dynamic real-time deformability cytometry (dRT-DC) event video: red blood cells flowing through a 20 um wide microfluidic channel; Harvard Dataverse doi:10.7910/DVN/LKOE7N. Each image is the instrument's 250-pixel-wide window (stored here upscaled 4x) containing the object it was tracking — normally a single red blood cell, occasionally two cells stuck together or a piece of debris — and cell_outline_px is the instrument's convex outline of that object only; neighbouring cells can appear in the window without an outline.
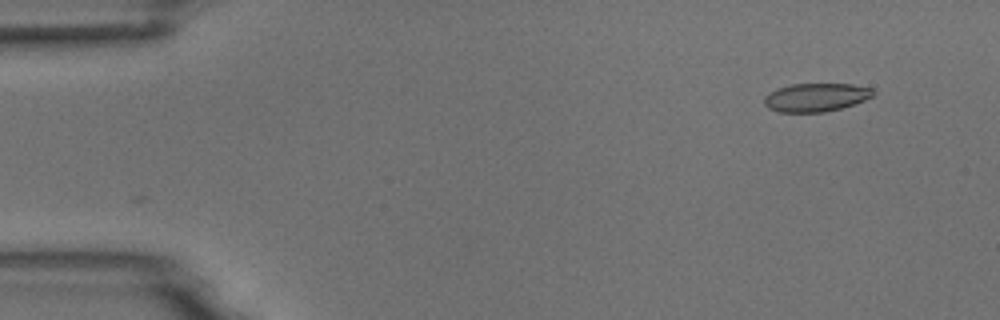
{"species": "common noctule bat (a hibernating species)", "species_latin": "Nyctalus noctula", "temperature_condition": "room temperature", "stored_images_in_passage": 5, "camera_frame_rate_fps": 3000, "um_per_image_px": 0.085, "animal": {"sex": "male", "body_mass_g": 18.8}, "frame": {"image": 1, "passage_image": 2, "time_ms": 1.333, "image_size_px": [1000, 320], "cell_outline_px": [[876, 92], [872, 96], [864, 100], [840, 108], [824, 112], [776, 112], [768, 108], [764, 104], [764, 96], [776, 88], [792, 84], [852, 84], [872, 88]], "centroid_in_image_um": [69.32, 8.27], "position_along_channel_um": 15.7, "area_um2": 18.03}}
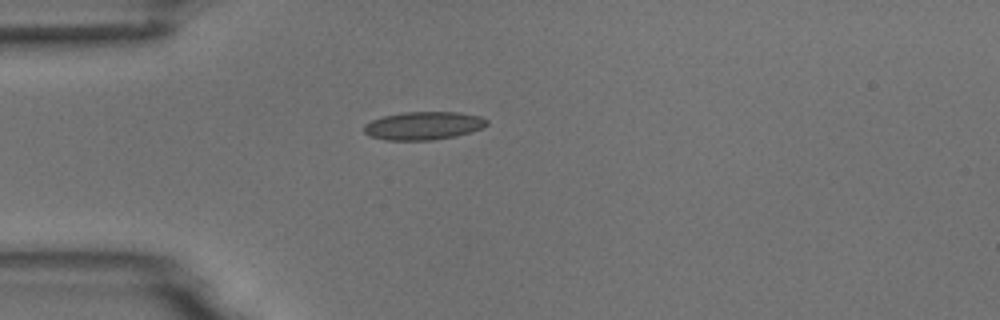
{"frame": {"image": 2, "passage_image": 5, "time_ms": 4.667, "image_size_px": [1000, 320], "cell_outline_px": [[488, 124], [480, 128], [456, 136], [432, 140], [384, 140], [372, 136], [364, 132], [364, 124], [372, 120], [384, 116], [404, 112], [460, 112], [480, 116], [488, 120]], "centroid_in_image_um": [35.99, 10.68], "position_along_channel_um": 49.0, "area_um2": 20.0}}